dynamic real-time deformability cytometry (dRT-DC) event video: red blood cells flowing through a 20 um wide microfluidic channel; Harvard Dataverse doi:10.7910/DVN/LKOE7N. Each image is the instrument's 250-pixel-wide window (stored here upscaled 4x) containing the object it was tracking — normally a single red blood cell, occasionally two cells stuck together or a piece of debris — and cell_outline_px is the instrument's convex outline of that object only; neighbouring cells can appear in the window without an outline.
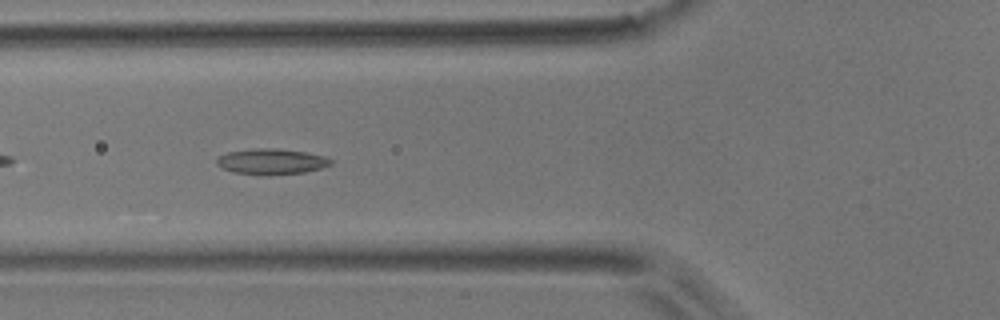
{"species": "common noctule bat (a hibernating species)", "species_latin": "Nyctalus noctula", "temperature_condition": "room temperature", "stored_images_in_passage": 39, "camera_frame_rate_fps": 3000, "um_per_image_px": 0.085, "animal": {"sex": "male", "body_mass_g": 17.9}, "frame": {"image": 1, "passage_image": 6, "time_ms": 1.667, "image_size_px": [1000, 320], "cell_outline_px": [[332, 164], [320, 168], [304, 172], [232, 172], [216, 164], [216, 160], [220, 156], [228, 152], [252, 148], [272, 148], [304, 152], [324, 156], [332, 160]], "centroid_in_image_um": [23.07, 13.67], "position_along_channel_um": 102.7, "area_um2": 16.01}}
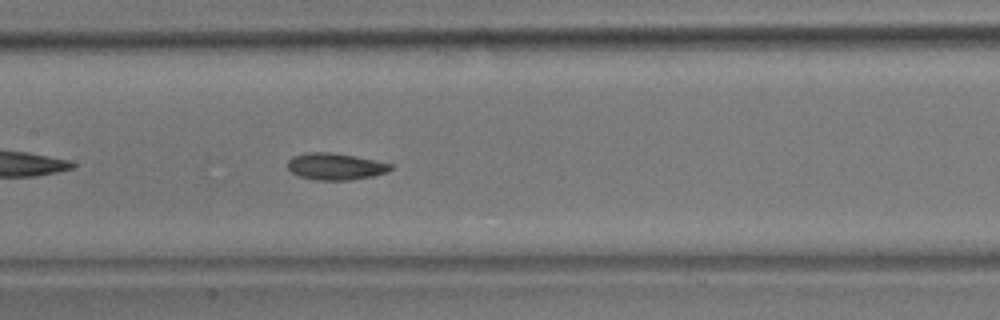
{"frame": {"image": 2, "passage_image": 12, "time_ms": 3.667, "image_size_px": [1000, 320], "cell_outline_px": [[392, 168], [388, 172], [372, 176], [352, 180], [316, 180], [300, 176], [292, 172], [288, 168], [288, 160], [292, 156], [304, 152], [328, 152], [356, 156], [392, 164]], "centroid_in_image_um": [28.5, 14.14], "position_along_channel_um": 178.9, "area_um2": 16.07}, "authors_computed_cell_mechanics": {"area_um2": 15.7216, "velocity_mm_per_s": 3.7824, "shape_relaxation_time_tau1_ms": 5.068, "shape_relaxation_time_tau2_ms": 4.7168, "deformation_change_tau1": 0.1178, "deformation_change_tau2": 0.1065}}